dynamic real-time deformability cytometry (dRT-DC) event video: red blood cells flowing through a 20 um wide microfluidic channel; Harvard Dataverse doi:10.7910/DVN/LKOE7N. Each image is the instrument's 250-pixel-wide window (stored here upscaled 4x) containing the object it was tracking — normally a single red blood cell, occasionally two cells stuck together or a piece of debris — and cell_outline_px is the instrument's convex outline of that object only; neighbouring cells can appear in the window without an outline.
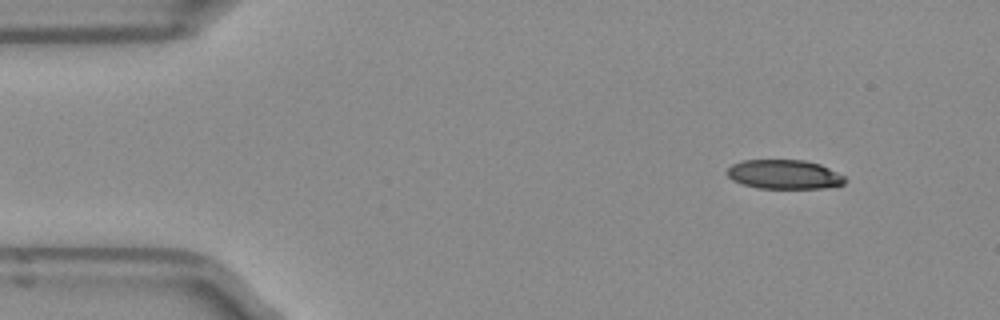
{"species": "Egyptian fruit bat (a non-hibernating species)", "species_latin": "Rousettus aegyptiacus", "temperature_condition": "room temperature", "stored_images_in_passage": 8, "camera_frame_rate_fps": 3000, "um_per_image_px": 0.085, "frame": {"image": 1, "passage_image": 1, "time_ms": 0.0, "image_size_px": [1000, 320], "cell_outline_px": [[848, 180], [844, 184], [824, 188], [756, 188], [732, 180], [724, 172], [732, 164], [740, 160], [804, 160], [820, 164], [844, 176]], "centroid_in_image_um": [66.63, 14.82], "position_along_channel_um": 18.4, "area_um2": 20.17}}